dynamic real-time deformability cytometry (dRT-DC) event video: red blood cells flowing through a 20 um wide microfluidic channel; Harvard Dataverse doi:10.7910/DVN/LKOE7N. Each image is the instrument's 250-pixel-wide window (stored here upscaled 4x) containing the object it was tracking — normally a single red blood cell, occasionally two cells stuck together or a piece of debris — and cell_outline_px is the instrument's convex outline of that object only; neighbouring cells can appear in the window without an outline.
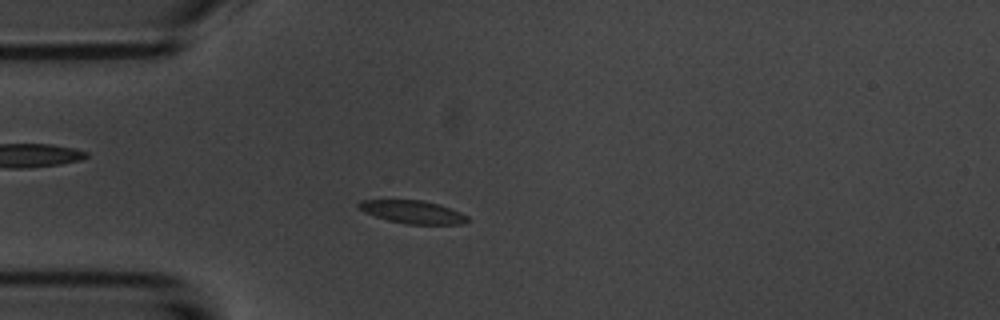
{"species": "common noctule bat (a hibernating species)", "species_latin": "Nyctalus noctula", "temperature_condition": "room temperature", "stored_images_in_passage": 4, "camera_frame_rate_fps": 3000, "um_per_image_px": 0.085, "animal": {"sex": "male", "body_mass_g": 20.1, "forearm_length_mm": 53.5}, "frame": {"image": 1, "passage_image": 4, "time_ms": 3.333, "image_size_px": [1000, 320], "cell_outline_px": [[472, 220], [464, 224], [404, 224], [388, 220], [364, 212], [356, 204], [360, 200], [424, 200], [440, 204], [460, 212], [468, 216]], "centroid_in_image_um": [35.13, 18.02], "position_along_channel_um": 49.9, "area_um2": 14.68}}